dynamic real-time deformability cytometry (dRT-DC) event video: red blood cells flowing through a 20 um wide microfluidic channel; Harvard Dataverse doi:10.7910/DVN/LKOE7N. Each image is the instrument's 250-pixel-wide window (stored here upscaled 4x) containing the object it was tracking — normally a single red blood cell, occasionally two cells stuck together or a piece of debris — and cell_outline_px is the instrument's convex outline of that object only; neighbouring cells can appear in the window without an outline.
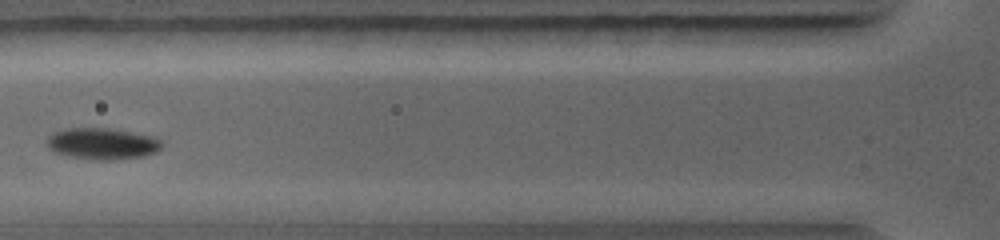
{"species": "common noctule bat (a hibernating species)", "species_latin": "Nyctalus noctula", "temperature_condition": "warm", "stored_images_in_passage": 3, "camera_frame_rate_fps": 5000, "um_per_image_px": 0.085, "animal": {"sex": "female", "body_mass_g": 19.0, "forearm_length_mm": 56.7}, "frame": {"image": 1, "passage_image": 3, "time_ms": 1.6, "image_size_px": [1000, 240], "cell_outline_px": [[164, 144], [156, 152], [144, 156], [116, 160], [92, 160], [68, 156], [52, 152], [44, 144], [48, 136], [52, 132], [68, 128], [108, 128], [152, 136], [160, 140]], "centroid_in_image_um": [8.64, 12.22], "position_along_channel_um": 117.2, "area_um2": 21.39}}